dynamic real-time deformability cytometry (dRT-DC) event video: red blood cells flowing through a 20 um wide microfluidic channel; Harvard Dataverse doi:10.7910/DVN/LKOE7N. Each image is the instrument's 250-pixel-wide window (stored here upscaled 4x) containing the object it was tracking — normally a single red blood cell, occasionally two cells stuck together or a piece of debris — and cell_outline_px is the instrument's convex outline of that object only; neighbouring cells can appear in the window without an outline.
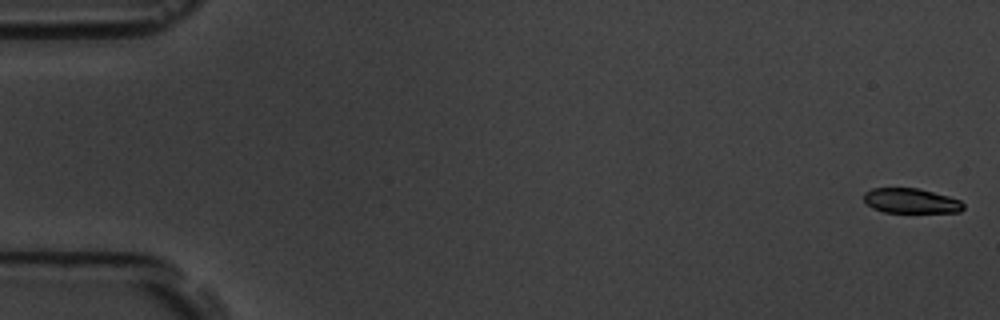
{"species": "common noctule bat (a hibernating species)", "species_latin": "Nyctalus noctula", "temperature_condition": "room temperature", "stored_images_in_passage": 6, "segment_of_instrument_passage": [1, 2], "camera_frame_rate_fps": 3000, "um_per_image_px": 0.085, "animal": {"sex": "male", "body_mass_g": 19.5, "forearm_length_mm": 54.6}, "frame": {"image": 1, "passage_image": 1, "time_ms": 0.0, "image_size_px": [1000, 320], "cell_outline_px": [[964, 208], [960, 212], [884, 212], [872, 208], [864, 200], [864, 192], [872, 188], [916, 188], [948, 196], [960, 200], [964, 204]], "centroid_in_image_um": [77.42, 17.07], "position_along_channel_um": 7.6, "area_um2": 14.33}}
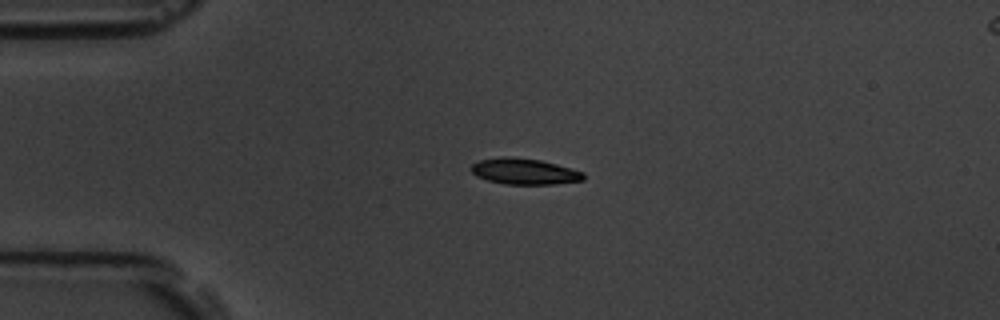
{"frame": {"image": 2, "passage_image": 4, "time_ms": 4.333, "image_size_px": [1000, 320], "cell_outline_px": [[584, 180], [552, 184], [504, 184], [488, 180], [476, 176], [468, 168], [472, 164], [480, 160], [500, 156], [512, 156], [540, 160], [556, 164], [584, 172]], "centroid_in_image_um": [44.53, 14.56], "position_along_channel_um": 40.5, "area_um2": 17.11}}